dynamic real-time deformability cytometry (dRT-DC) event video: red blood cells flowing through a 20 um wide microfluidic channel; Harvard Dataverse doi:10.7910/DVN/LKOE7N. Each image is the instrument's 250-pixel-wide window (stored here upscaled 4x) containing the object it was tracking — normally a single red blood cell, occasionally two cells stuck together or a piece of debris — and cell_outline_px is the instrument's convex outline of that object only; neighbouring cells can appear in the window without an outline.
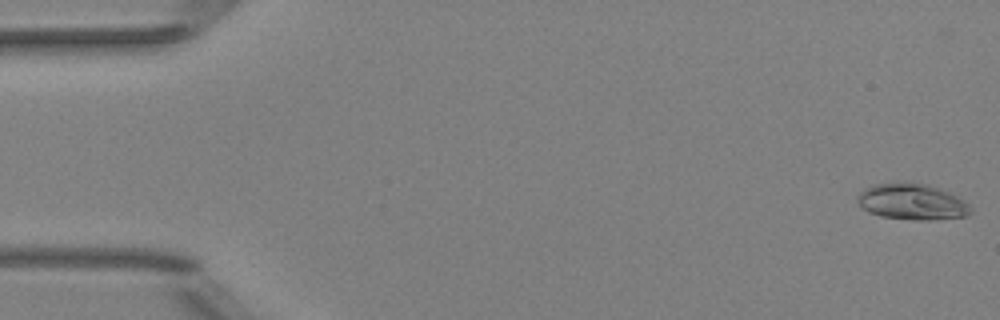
{"species": "Egyptian fruit bat (a non-hibernating species)", "species_latin": "Rousettus aegyptiacus", "temperature_condition": "room temperature", "stored_images_in_passage": 13, "camera_frame_rate_fps": 3000, "um_per_image_px": 0.085, "animal": {"sex": "female"}, "frame": {"image": 1, "passage_image": 1, "time_ms": 0.0, "image_size_px": [1000, 320], "cell_outline_px": [[972, 212], [968, 216], [928, 220], [912, 220], [880, 216], [868, 212], [856, 200], [856, 196], [864, 188], [872, 184], [900, 180], [912, 180], [928, 184], [940, 188], [964, 200], [972, 208]], "centroid_in_image_um": [77.5, 17.11], "position_along_channel_um": 7.5, "area_um2": 24.57}}